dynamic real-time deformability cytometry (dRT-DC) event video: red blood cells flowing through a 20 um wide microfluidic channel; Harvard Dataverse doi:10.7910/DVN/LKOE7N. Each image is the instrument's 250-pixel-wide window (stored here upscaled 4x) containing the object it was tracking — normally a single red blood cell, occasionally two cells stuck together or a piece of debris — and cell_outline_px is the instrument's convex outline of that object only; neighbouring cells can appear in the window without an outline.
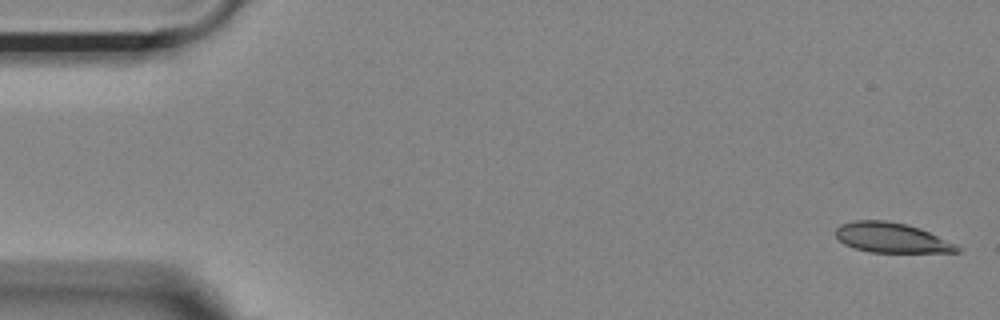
{"species": "Egyptian fruit bat (a non-hibernating species)", "species_latin": "Rousettus aegyptiacus", "temperature_condition": "room temperature", "stored_images_in_passage": 51, "camera_frame_rate_fps": 3000, "um_per_image_px": 0.085, "animal": {"sex": "female"}, "frame": {"image": 1, "passage_image": 1, "time_ms": 0.0, "image_size_px": [1000, 320], "cell_outline_px": [[964, 248], [960, 252], [868, 252], [844, 244], [836, 236], [836, 228], [840, 224], [852, 220], [884, 220], [908, 224], [920, 228], [956, 244]], "centroid_in_image_um": [75.79, 20.2], "position_along_channel_um": 9.2, "area_um2": 21.27}}
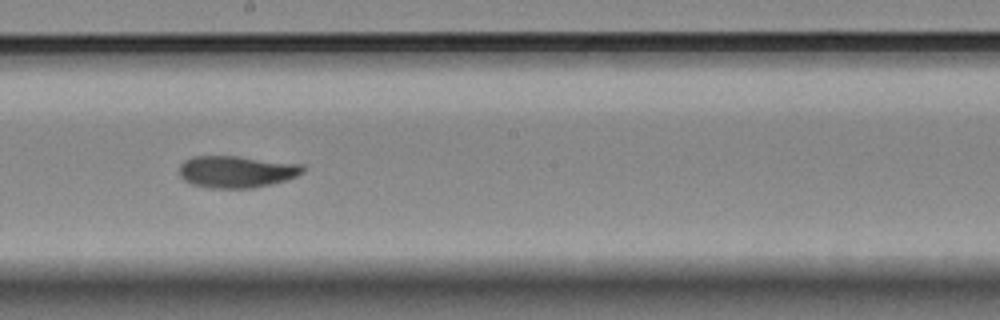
{"frame": {"image": 2, "passage_image": 29, "time_ms": 9.333, "image_size_px": [1000, 320], "cell_outline_px": [[304, 172], [288, 180], [272, 184], [252, 188], [208, 188], [192, 184], [184, 180], [180, 176], [180, 164], [184, 160], [192, 156], [240, 156], [304, 164]], "centroid_in_image_um": [20.13, 14.59], "position_along_channel_um": 228.1, "area_um2": 23.29}}
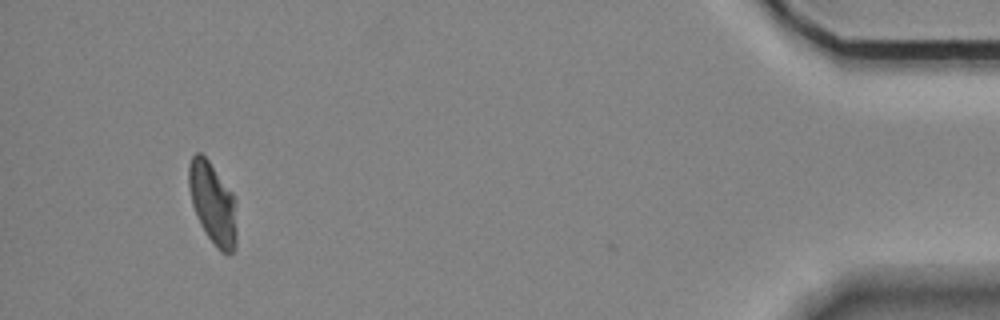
{"frame": {"image": 3, "passage_image": 50, "time_ms": 16.333, "image_size_px": [1000, 320], "cell_outline_px": [[236, 248], [228, 256], [220, 252], [216, 248], [204, 232], [200, 224], [192, 204], [188, 188], [188, 164], [192, 156], [196, 152], [200, 152], [208, 160], [232, 192], [236, 200]], "centroid_in_image_um": [18.09, 17.32], "position_along_channel_um": 417.1, "area_um2": 23.24}, "authors_computed_cell_mechanics": {"area_um2": 22.7732, "velocity_mm_per_s": 3.7009, "shape_relaxation_time_tau1_ms": null, "shape_relaxation_time_tau2_ms": 1.3673, "deformation_change_tau1": null, "deformation_change_tau2": 0.0592}}